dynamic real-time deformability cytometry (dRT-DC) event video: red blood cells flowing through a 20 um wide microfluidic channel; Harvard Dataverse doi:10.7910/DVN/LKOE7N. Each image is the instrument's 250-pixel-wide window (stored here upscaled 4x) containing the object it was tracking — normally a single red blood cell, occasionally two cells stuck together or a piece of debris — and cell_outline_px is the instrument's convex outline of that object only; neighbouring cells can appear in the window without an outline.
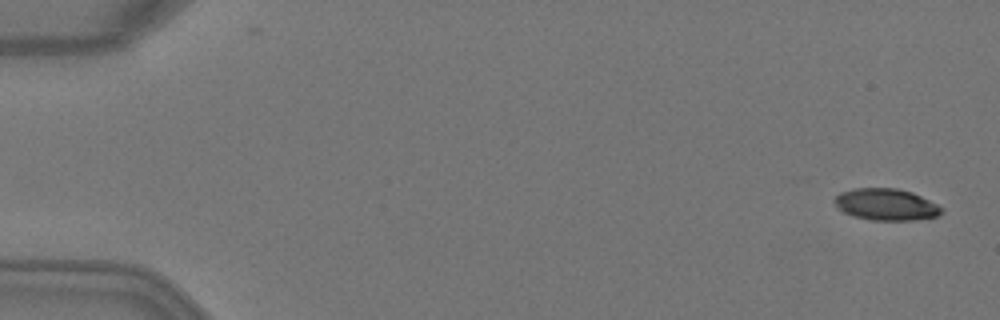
{"species": "Egyptian fruit bat (a non-hibernating species)", "species_latin": "Rousettus aegyptiacus", "temperature_condition": "warm", "stored_images_in_passage": 6, "camera_frame_rate_fps": 3000, "um_per_image_px": 0.085, "animal": {"sex": "female"}, "frame": {"image": 1, "passage_image": 1, "time_ms": 0.0, "image_size_px": [1000, 320], "cell_outline_px": [[944, 212], [936, 216], [916, 220], [872, 220], [856, 216], [844, 212], [836, 208], [832, 200], [840, 192], [856, 188], [896, 188], [912, 192], [944, 208]], "centroid_in_image_um": [75.3, 17.38], "position_along_channel_um": 9.7, "area_um2": 19.77}}